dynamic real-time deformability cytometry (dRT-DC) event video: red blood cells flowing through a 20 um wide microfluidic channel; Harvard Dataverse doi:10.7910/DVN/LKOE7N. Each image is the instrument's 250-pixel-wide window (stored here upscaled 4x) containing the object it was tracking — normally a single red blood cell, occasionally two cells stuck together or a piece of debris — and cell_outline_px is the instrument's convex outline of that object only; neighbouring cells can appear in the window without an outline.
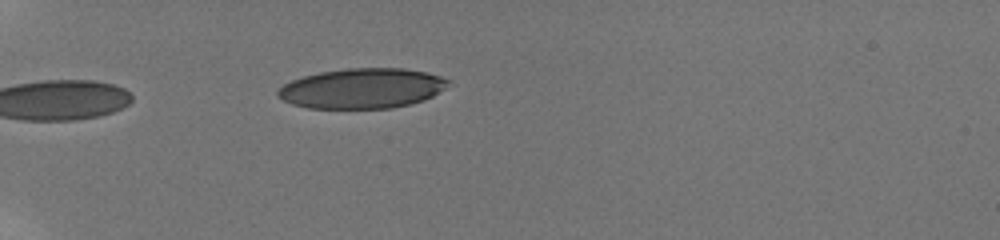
{"species": "human", "species_latin": "Homo sapiens", "temperature_condition": "room temperature", "stored_images_in_passage": 22, "camera_frame_rate_fps": 3000, "um_per_image_px": 0.085, "donor": {"sex": "male"}, "frame": {"image": 1, "passage_image": 1, "time_ms": 0.0, "image_size_px": [1000, 240], "cell_outline_px": [[452, 80], [444, 88], [432, 96], [424, 100], [392, 108], [308, 108], [292, 104], [276, 96], [276, 92], [284, 84], [292, 80], [304, 76], [320, 72], [344, 68], [404, 68], [424, 72], [440, 76]], "centroid_in_image_um": [30.77, 7.51], "position_along_channel_um": 54.2, "area_um2": 39.71}}
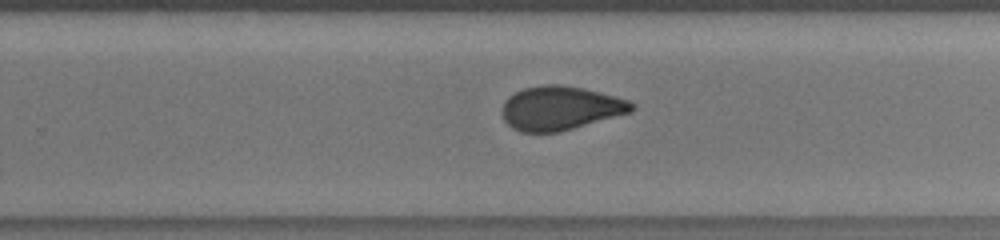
{"frame": {"image": 2, "passage_image": 13, "time_ms": 4.0, "image_size_px": [1000, 240], "cell_outline_px": [[636, 108], [632, 112], [572, 128], [556, 132], [520, 132], [512, 128], [504, 120], [504, 100], [508, 96], [524, 88], [544, 84], [560, 84], [584, 88], [600, 92], [628, 100], [636, 104]], "centroid_in_image_um": [47.65, 9.18], "position_along_channel_um": 282.1, "area_um2": 33.0}}
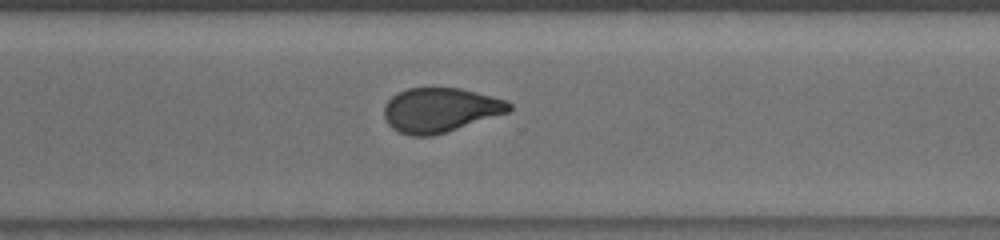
{"frame": {"image": 3, "passage_image": 17, "time_ms": 5.333, "image_size_px": [1000, 240], "cell_outline_px": [[512, 108], [508, 112], [432, 136], [412, 136], [400, 132], [392, 128], [388, 124], [384, 116], [384, 108], [388, 100], [392, 96], [408, 88], [460, 88], [492, 96], [504, 100], [512, 104]], "centroid_in_image_um": [37.39, 9.35], "position_along_channel_um": 333.2, "area_um2": 31.96}}